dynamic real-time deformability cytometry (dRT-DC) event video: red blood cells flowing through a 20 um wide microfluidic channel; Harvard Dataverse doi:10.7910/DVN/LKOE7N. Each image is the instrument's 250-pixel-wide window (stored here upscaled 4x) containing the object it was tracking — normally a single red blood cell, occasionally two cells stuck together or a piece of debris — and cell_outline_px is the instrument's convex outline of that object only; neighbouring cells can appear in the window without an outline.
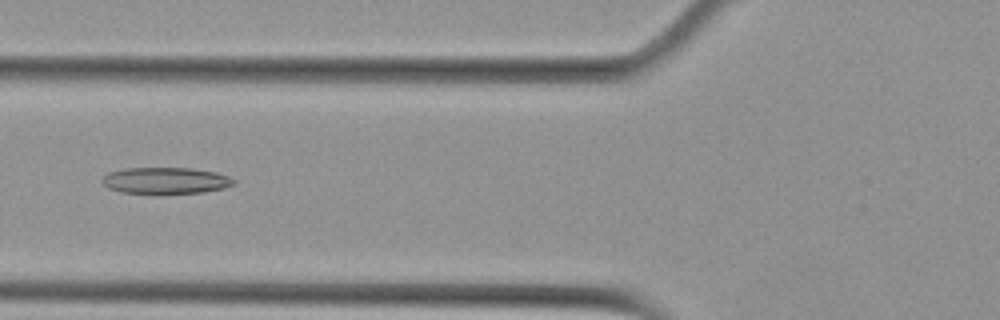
{"species": "Egyptian fruit bat (a non-hibernating species)", "species_latin": "Rousettus aegyptiacus", "temperature_condition": "cold", "stored_images_in_passage": 4, "camera_frame_rate_fps": 3000, "um_per_image_px": 0.085, "animal": {"sex": "female"}, "frame": {"image": 1, "passage_image": 4, "time_ms": 1.0, "image_size_px": [1000, 320], "cell_outline_px": [[236, 184], [224, 188], [204, 192], [156, 196], [120, 192], [108, 188], [100, 180], [108, 172], [128, 168], [192, 168], [216, 172], [228, 176], [236, 180]], "centroid_in_image_um": [14.07, 15.39], "position_along_channel_um": 111.7, "area_um2": 21.15}}